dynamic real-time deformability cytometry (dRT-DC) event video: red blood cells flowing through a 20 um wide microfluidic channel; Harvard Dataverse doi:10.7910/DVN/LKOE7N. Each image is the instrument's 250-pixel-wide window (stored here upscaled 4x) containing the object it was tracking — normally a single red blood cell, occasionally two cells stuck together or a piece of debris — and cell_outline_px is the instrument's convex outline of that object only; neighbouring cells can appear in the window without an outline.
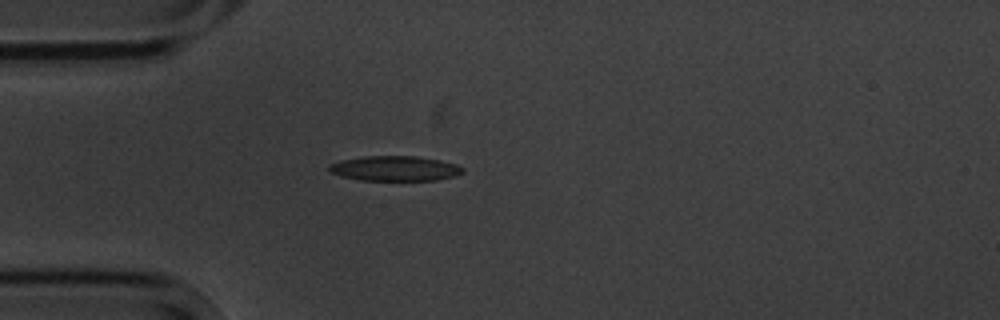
{"species": "common noctule bat (a hibernating species)", "species_latin": "Nyctalus noctula", "temperature_condition": "cold", "stored_images_in_passage": 3, "camera_frame_rate_fps": 3000, "um_per_image_px": 0.085, "animal": {"sex": "male", "body_mass_g": 20.1, "forearm_length_mm": 53.5}, "frame": {"image": 1, "passage_image": 3, "time_ms": 2.333, "image_size_px": [1000, 320], "cell_outline_px": [[464, 172], [456, 176], [436, 180], [360, 180], [340, 176], [328, 172], [328, 164], [340, 160], [364, 156], [416, 156], [440, 160], [456, 164], [464, 168]], "centroid_in_image_um": [33.54, 14.32], "position_along_channel_um": 51.5, "area_um2": 19.65}}